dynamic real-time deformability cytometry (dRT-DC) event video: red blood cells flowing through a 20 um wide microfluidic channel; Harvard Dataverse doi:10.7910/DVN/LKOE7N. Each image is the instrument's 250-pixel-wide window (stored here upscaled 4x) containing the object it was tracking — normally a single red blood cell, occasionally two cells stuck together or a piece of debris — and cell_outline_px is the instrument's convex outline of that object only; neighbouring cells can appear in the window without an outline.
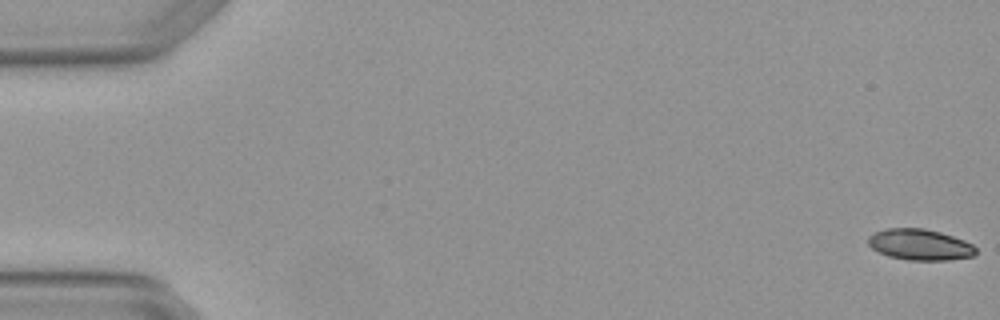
{"species": "Egyptian fruit bat (a non-hibernating species)", "species_latin": "Rousettus aegyptiacus", "temperature_condition": "warm", "stored_images_in_passage": 6, "camera_frame_rate_fps": 3000, "um_per_image_px": 0.085, "animal": {"sex": "female"}, "frame": {"image": 1, "passage_image": 1, "time_ms": 0.0, "image_size_px": [1000, 320], "cell_outline_px": [[976, 252], [972, 256], [948, 260], [908, 260], [888, 256], [872, 248], [868, 244], [868, 236], [876, 232], [888, 228], [924, 228], [940, 232], [964, 240], [972, 244], [976, 248]], "centroid_in_image_um": [78.19, 20.79], "position_along_channel_um": 6.8, "area_um2": 19.36}}
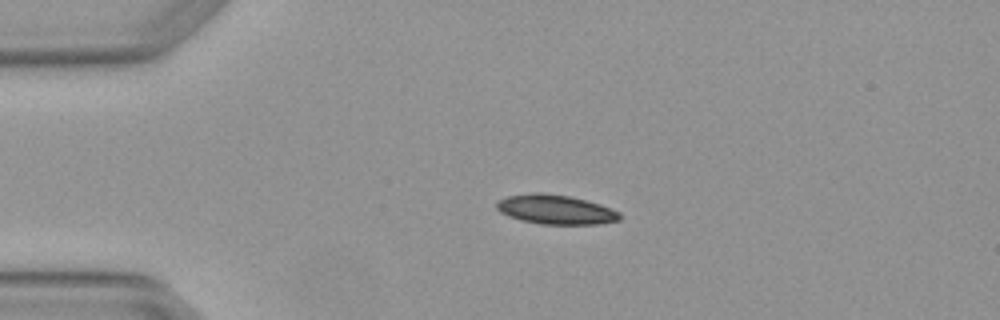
{"frame": {"image": 2, "passage_image": 4, "time_ms": 1.0, "image_size_px": [1000, 320], "cell_outline_px": [[620, 220], [596, 224], [540, 224], [520, 220], [508, 216], [500, 212], [496, 208], [496, 204], [500, 200], [508, 196], [532, 192], [540, 192], [568, 196], [600, 204], [612, 208], [620, 212]], "centroid_in_image_um": [47.22, 17.81], "position_along_channel_um": 37.8, "area_um2": 21.04}}
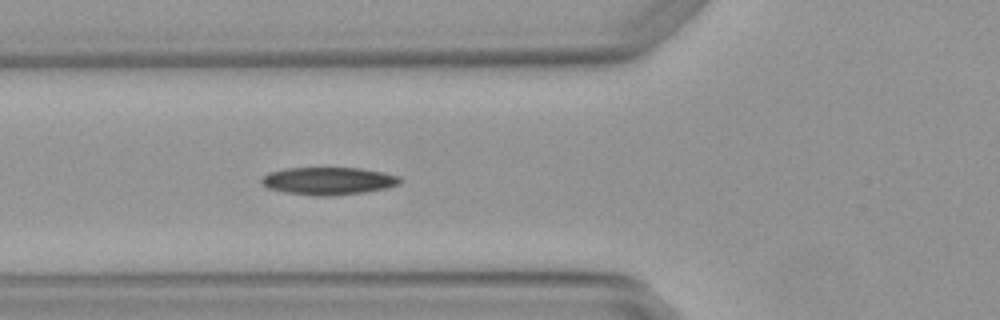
{"frame": {"image": 3, "passage_image": 6, "time_ms": 1.667, "image_size_px": [1000, 320], "cell_outline_px": [[400, 184], [388, 188], [364, 192], [332, 196], [316, 196], [284, 192], [268, 188], [260, 180], [268, 172], [284, 168], [360, 168], [384, 172], [400, 176]], "centroid_in_image_um": [27.93, 15.38], "position_along_channel_um": 97.9, "area_um2": 22.37}}